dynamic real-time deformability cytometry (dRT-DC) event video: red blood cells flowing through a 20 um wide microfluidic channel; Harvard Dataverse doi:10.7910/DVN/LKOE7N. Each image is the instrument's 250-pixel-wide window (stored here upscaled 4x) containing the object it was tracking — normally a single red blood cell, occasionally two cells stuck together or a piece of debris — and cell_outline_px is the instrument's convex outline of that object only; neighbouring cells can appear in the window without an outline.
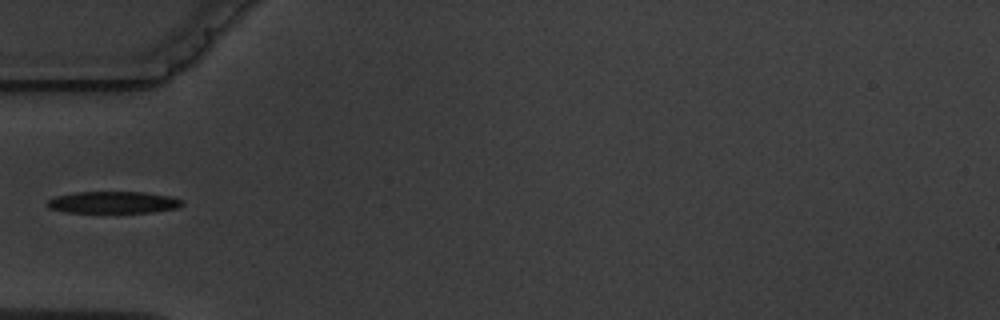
{"species": "common noctule bat (a hibernating species)", "species_latin": "Nyctalus noctula", "temperature_condition": "warm", "stored_images_in_passage": 6, "camera_frame_rate_fps": 3000, "um_per_image_px": 0.085, "animal": {"sex": "male", "body_mass_g": 19.5, "forearm_length_mm": 54.6}, "frame": {"image": 1, "passage_image": 6, "time_ms": 6.0, "image_size_px": [1000, 320], "cell_outline_px": [[184, 204], [180, 208], [152, 212], [68, 212], [48, 208], [48, 200], [56, 196], [76, 192], [144, 192], [172, 196], [184, 200]], "centroid_in_image_um": [9.71, 17.19], "position_along_channel_um": 75.3, "area_um2": 17.22}}